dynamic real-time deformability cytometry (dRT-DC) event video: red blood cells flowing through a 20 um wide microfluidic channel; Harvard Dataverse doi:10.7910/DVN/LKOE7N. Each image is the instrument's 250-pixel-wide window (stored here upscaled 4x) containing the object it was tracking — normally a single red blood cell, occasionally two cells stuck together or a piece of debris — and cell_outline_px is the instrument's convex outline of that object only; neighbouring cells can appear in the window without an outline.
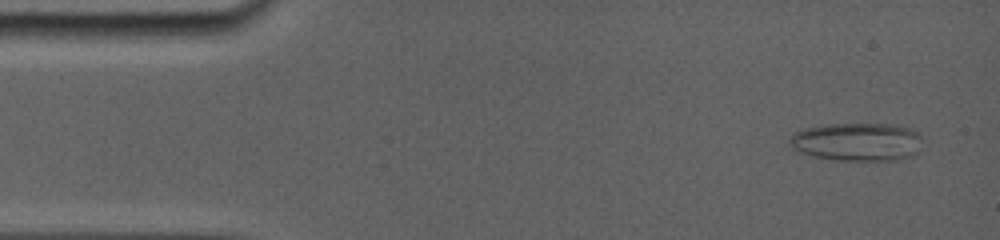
{"species": "common noctule bat (a hibernating species)", "species_latin": "Nyctalus noctula", "temperature_condition": "room temperature", "stored_images_in_passage": 62, "camera_frame_rate_fps": 5000, "um_per_image_px": 0.085, "animal": {"sex": "female", "body_mass_g": 19.0, "forearm_length_mm": 56.7}, "frame": {"image": 1, "passage_image": 4, "time_ms": 0.6, "image_size_px": [1000, 240], "cell_outline_px": [[920, 136], [916, 156], [896, 160], [836, 160], [816, 156], [800, 152], [792, 148], [788, 144], [788, 140], [796, 132], [808, 128], [828, 124], [892, 124], [908, 128], [916, 132]], "centroid_in_image_um": [72.85, 12.06], "position_along_channel_um": 12.1, "area_um2": 29.3}}
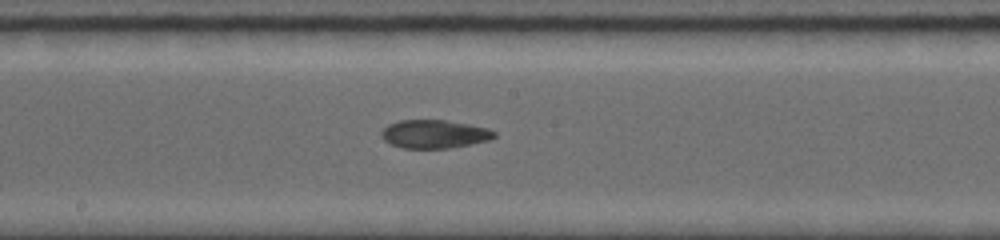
{"frame": {"image": 2, "passage_image": 33, "time_ms": 8.4, "image_size_px": [1000, 240], "cell_outline_px": [[496, 136], [488, 140], [448, 148], [404, 148], [392, 144], [384, 140], [380, 136], [380, 132], [388, 124], [400, 120], [444, 120], [468, 124], [488, 128], [496, 132]], "centroid_in_image_um": [36.89, 11.38], "position_along_channel_um": 211.3, "area_um2": 18.5}}
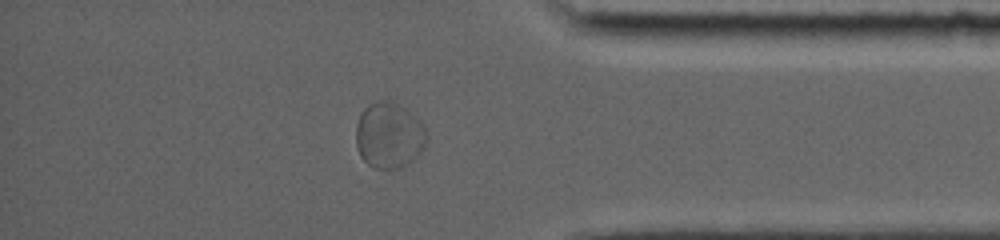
{"frame": {"image": 3, "passage_image": 55, "time_ms": 13.6, "image_size_px": [1000, 240], "cell_outline_px": [[428, 140], [424, 148], [408, 164], [392, 172], [372, 168], [360, 156], [356, 144], [356, 124], [360, 112], [368, 104], [384, 100], [392, 100], [400, 104], [416, 116], [424, 124], [428, 136]], "centroid_in_image_um": [33.08, 11.52], "position_along_channel_um": 402.1, "area_um2": 28.03}}